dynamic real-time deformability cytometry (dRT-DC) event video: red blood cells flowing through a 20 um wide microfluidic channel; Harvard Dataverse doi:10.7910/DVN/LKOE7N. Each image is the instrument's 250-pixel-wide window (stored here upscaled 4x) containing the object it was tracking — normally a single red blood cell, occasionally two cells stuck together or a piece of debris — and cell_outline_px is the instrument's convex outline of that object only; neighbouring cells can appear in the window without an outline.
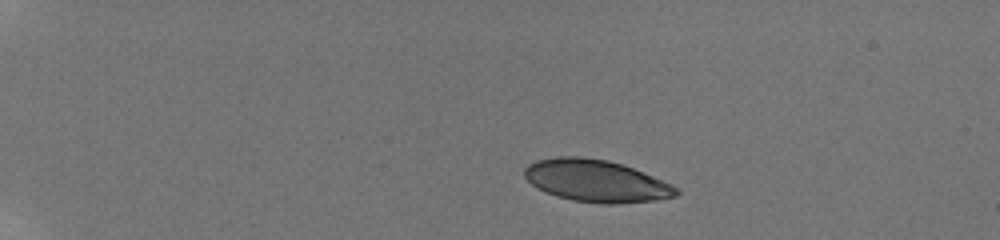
{"species": "human", "species_latin": "Homo sapiens", "temperature_condition": "room temperature", "stored_images_in_passage": 45, "camera_frame_rate_fps": 3000, "um_per_image_px": 0.085, "donor": {"sex": "male"}, "frame": {"image": 1, "passage_image": 1, "time_ms": 0.0, "image_size_px": [1000, 240], "cell_outline_px": [[680, 192], [676, 196], [656, 200], [616, 204], [600, 204], [572, 200], [556, 196], [536, 188], [524, 176], [524, 168], [528, 164], [536, 160], [556, 156], [580, 156], [608, 160], [632, 168], [672, 184]], "centroid_in_image_um": [50.64, 15.37], "position_along_channel_um": 34.4, "area_um2": 37.28}}
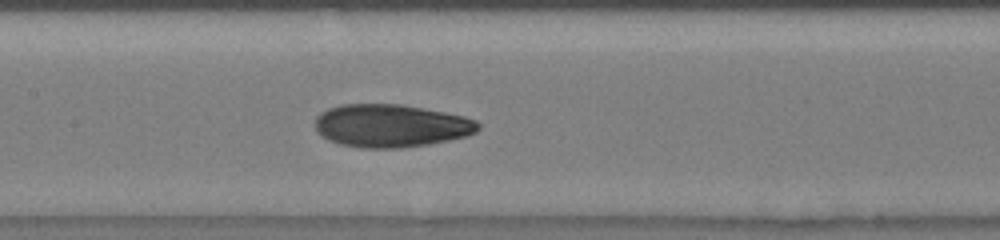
{"frame": {"image": 2, "passage_image": 20, "time_ms": 6.333, "image_size_px": [1000, 240], "cell_outline_px": [[480, 128], [476, 132], [468, 136], [428, 144], [396, 148], [360, 148], [340, 144], [328, 140], [316, 132], [316, 116], [320, 112], [328, 108], [340, 104], [400, 104], [424, 108], [464, 116], [476, 120], [480, 124]], "centroid_in_image_um": [33.22, 10.68], "position_along_channel_um": 174.2, "area_um2": 40.98}}
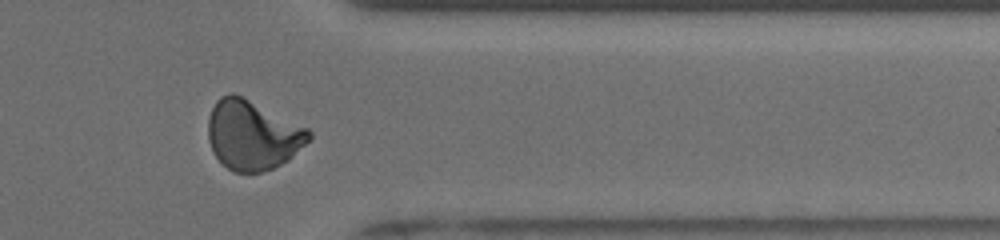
{"frame": {"image": 3, "passage_image": 37, "time_ms": 12.0, "image_size_px": [1000, 240], "cell_outline_px": [[312, 136], [288, 160], [272, 168], [260, 172], [232, 172], [212, 152], [208, 140], [208, 116], [216, 100], [220, 96], [228, 92], [232, 92], [308, 128], [312, 132]], "centroid_in_image_um": [21.43, 11.47], "position_along_channel_um": 390.0, "area_um2": 40.46}, "authors_computed_cell_mechanics": {"area_um2": 39.8242, "velocity_mm_per_s": 3.8576, "shape_relaxation_time_tau1_ms": 7.6583, "shape_relaxation_time_tau2_ms": 1.3373, "deformation_change_tau1": 0.2307, "deformation_change_tau2": 0.0675}}